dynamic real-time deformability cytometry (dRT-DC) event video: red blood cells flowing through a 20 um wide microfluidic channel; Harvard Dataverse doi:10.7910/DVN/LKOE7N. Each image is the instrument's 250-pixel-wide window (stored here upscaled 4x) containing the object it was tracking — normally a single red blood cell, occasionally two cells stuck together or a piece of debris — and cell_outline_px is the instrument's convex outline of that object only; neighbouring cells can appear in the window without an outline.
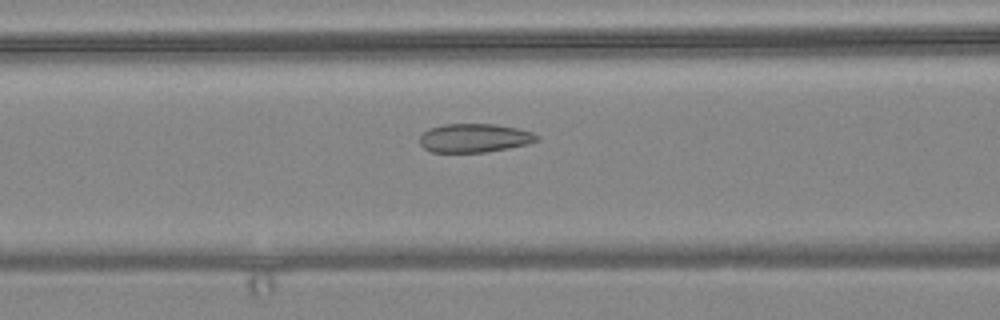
{"species": "common noctule bat (a hibernating species)", "species_latin": "Nyctalus noctula", "temperature_condition": "warm", "stored_images_in_passage": 57, "camera_frame_rate_fps": 3000, "um_per_image_px": 0.085, "animal": {"sex": "female", "body_mass_g": 24.6, "forearm_length_mm": 56.2}, "frame": {"image": 1, "passage_image": 23, "time_ms": 7.333, "image_size_px": [1000, 320], "cell_outline_px": [[540, 140], [528, 144], [508, 148], [484, 152], [432, 152], [424, 148], [420, 144], [420, 136], [428, 128], [444, 124], [496, 124], [516, 128], [532, 132], [540, 136]], "centroid_in_image_um": [40.34, 11.73], "position_along_channel_um": 126.3, "area_um2": 19.65}}
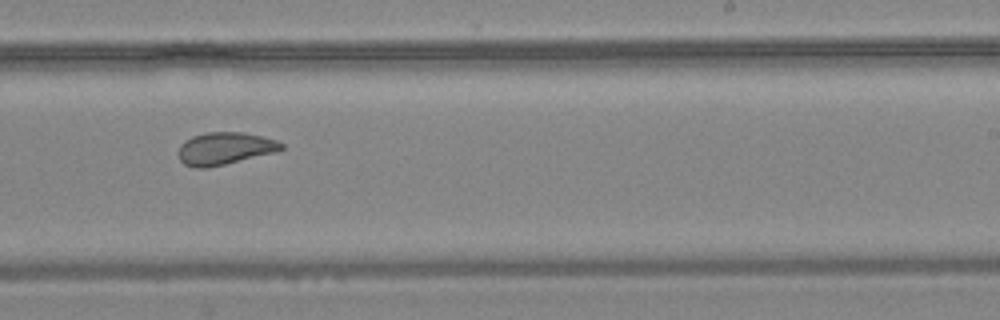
{"frame": {"image": 2, "passage_image": 35, "time_ms": 11.333, "image_size_px": [1000, 320], "cell_outline_px": [[284, 148], [276, 152], [208, 168], [196, 168], [184, 164], [180, 160], [176, 152], [180, 144], [184, 140], [192, 136], [208, 132], [244, 132], [276, 140], [284, 144]], "centroid_in_image_um": [19.07, 12.62], "position_along_channel_um": 269.9, "area_um2": 19.59}}
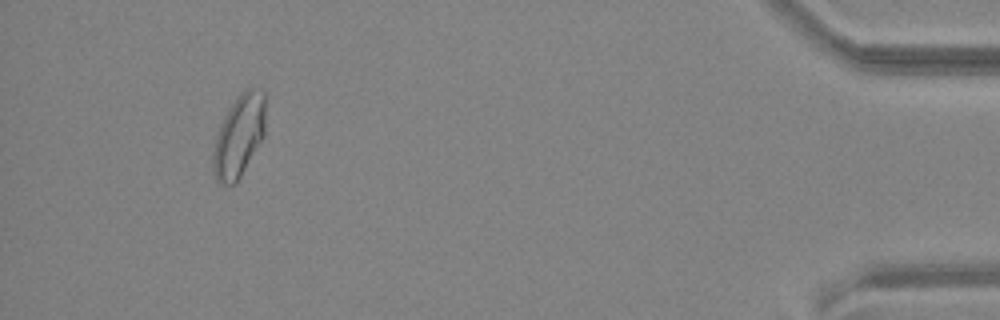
{"frame": {"image": 3, "passage_image": 53, "time_ms": 17.333, "image_size_px": [1000, 320], "cell_outline_px": [[264, 136], [236, 184], [220, 184], [216, 180], [212, 168], [212, 152], [216, 136], [220, 124], [228, 108], [236, 96], [244, 88], [260, 88], [264, 92]], "centroid_in_image_um": [20.29, 11.54], "position_along_channel_um": 414.9, "area_um2": 25.32}, "authors_computed_cell_mechanics": {"area_um2": 22.3108, "velocity_mm_per_s": 3.5976, "shape_relaxation_time_tau1_ms": 10.7396, "shape_relaxation_time_tau2_ms": 1.3061, "deformation_change_tau1": 0.1701, "deformation_change_tau2": 0.0624}}